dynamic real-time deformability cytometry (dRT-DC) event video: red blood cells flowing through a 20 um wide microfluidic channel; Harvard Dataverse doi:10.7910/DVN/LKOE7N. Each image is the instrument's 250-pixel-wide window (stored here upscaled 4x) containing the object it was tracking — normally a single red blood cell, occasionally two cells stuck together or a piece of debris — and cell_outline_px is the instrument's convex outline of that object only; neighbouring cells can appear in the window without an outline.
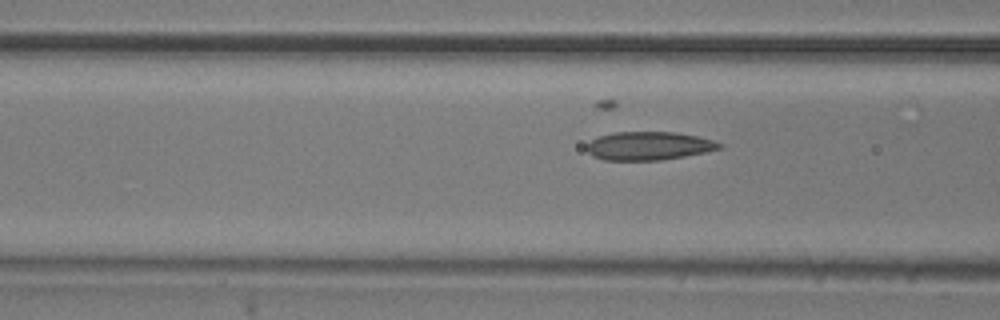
{"species": "common noctule bat (a hibernating species)", "species_latin": "Nyctalus noctula", "temperature_condition": "room temperature", "stored_images_in_passage": 8, "camera_frame_rate_fps": 3000, "um_per_image_px": 0.085, "animal": {"sex": "male", "body_mass_g": 20.5, "forearm_length_mm": 52.5}, "frame": {"image": 1, "passage_image": 6, "time_ms": 1.667, "image_size_px": [1000, 320], "cell_outline_px": [[720, 148], [704, 152], [684, 156], [660, 160], [604, 160], [592, 156], [588, 152], [588, 144], [592, 140], [600, 136], [612, 132], [676, 132], [696, 136], [712, 140], [720, 144]], "centroid_in_image_um": [55.1, 12.4], "position_along_channel_um": 111.5, "area_um2": 21.62}}